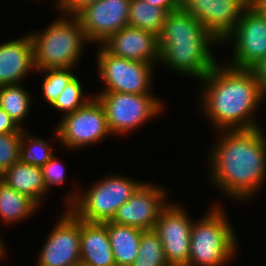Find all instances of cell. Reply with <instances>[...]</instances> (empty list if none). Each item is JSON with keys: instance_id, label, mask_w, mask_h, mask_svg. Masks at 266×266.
<instances>
[{"instance_id": "obj_12", "label": "cell", "mask_w": 266, "mask_h": 266, "mask_svg": "<svg viewBox=\"0 0 266 266\" xmlns=\"http://www.w3.org/2000/svg\"><path fill=\"white\" fill-rule=\"evenodd\" d=\"M178 202L161 212L154 230L159 234L169 266H187L193 221Z\"/></svg>"}, {"instance_id": "obj_31", "label": "cell", "mask_w": 266, "mask_h": 266, "mask_svg": "<svg viewBox=\"0 0 266 266\" xmlns=\"http://www.w3.org/2000/svg\"><path fill=\"white\" fill-rule=\"evenodd\" d=\"M23 132V129L0 107V133Z\"/></svg>"}, {"instance_id": "obj_33", "label": "cell", "mask_w": 266, "mask_h": 266, "mask_svg": "<svg viewBox=\"0 0 266 266\" xmlns=\"http://www.w3.org/2000/svg\"><path fill=\"white\" fill-rule=\"evenodd\" d=\"M151 5L163 8L167 13L180 8V0H145Z\"/></svg>"}, {"instance_id": "obj_21", "label": "cell", "mask_w": 266, "mask_h": 266, "mask_svg": "<svg viewBox=\"0 0 266 266\" xmlns=\"http://www.w3.org/2000/svg\"><path fill=\"white\" fill-rule=\"evenodd\" d=\"M39 207L33 199L0 181V220L5 225L27 220L39 211Z\"/></svg>"}, {"instance_id": "obj_9", "label": "cell", "mask_w": 266, "mask_h": 266, "mask_svg": "<svg viewBox=\"0 0 266 266\" xmlns=\"http://www.w3.org/2000/svg\"><path fill=\"white\" fill-rule=\"evenodd\" d=\"M98 46L96 66L105 85L100 92L151 94L154 65L115 56Z\"/></svg>"}, {"instance_id": "obj_20", "label": "cell", "mask_w": 266, "mask_h": 266, "mask_svg": "<svg viewBox=\"0 0 266 266\" xmlns=\"http://www.w3.org/2000/svg\"><path fill=\"white\" fill-rule=\"evenodd\" d=\"M116 266H132L138 256L143 230L111 221L106 222Z\"/></svg>"}, {"instance_id": "obj_30", "label": "cell", "mask_w": 266, "mask_h": 266, "mask_svg": "<svg viewBox=\"0 0 266 266\" xmlns=\"http://www.w3.org/2000/svg\"><path fill=\"white\" fill-rule=\"evenodd\" d=\"M98 0H55L56 9L60 10V13L75 14L86 4L95 2Z\"/></svg>"}, {"instance_id": "obj_22", "label": "cell", "mask_w": 266, "mask_h": 266, "mask_svg": "<svg viewBox=\"0 0 266 266\" xmlns=\"http://www.w3.org/2000/svg\"><path fill=\"white\" fill-rule=\"evenodd\" d=\"M21 83L0 86V107L22 128L29 114L33 95Z\"/></svg>"}, {"instance_id": "obj_3", "label": "cell", "mask_w": 266, "mask_h": 266, "mask_svg": "<svg viewBox=\"0 0 266 266\" xmlns=\"http://www.w3.org/2000/svg\"><path fill=\"white\" fill-rule=\"evenodd\" d=\"M217 44L221 45L200 21L180 7L166 15L158 35L159 64L201 80L219 62L212 51Z\"/></svg>"}, {"instance_id": "obj_14", "label": "cell", "mask_w": 266, "mask_h": 266, "mask_svg": "<svg viewBox=\"0 0 266 266\" xmlns=\"http://www.w3.org/2000/svg\"><path fill=\"white\" fill-rule=\"evenodd\" d=\"M165 190L161 186L143 182L130 199L117 209L111 222L143 231L154 229L161 212L169 203Z\"/></svg>"}, {"instance_id": "obj_26", "label": "cell", "mask_w": 266, "mask_h": 266, "mask_svg": "<svg viewBox=\"0 0 266 266\" xmlns=\"http://www.w3.org/2000/svg\"><path fill=\"white\" fill-rule=\"evenodd\" d=\"M75 68H56L35 71L43 76L42 95L49 105L60 95L67 84L76 76L72 71Z\"/></svg>"}, {"instance_id": "obj_5", "label": "cell", "mask_w": 266, "mask_h": 266, "mask_svg": "<svg viewBox=\"0 0 266 266\" xmlns=\"http://www.w3.org/2000/svg\"><path fill=\"white\" fill-rule=\"evenodd\" d=\"M237 235L220 204L193 221L187 266H226L238 251Z\"/></svg>"}, {"instance_id": "obj_35", "label": "cell", "mask_w": 266, "mask_h": 266, "mask_svg": "<svg viewBox=\"0 0 266 266\" xmlns=\"http://www.w3.org/2000/svg\"><path fill=\"white\" fill-rule=\"evenodd\" d=\"M5 245L3 244L2 242V239L0 238V259L2 260L3 258H5V255L6 254V250H5Z\"/></svg>"}, {"instance_id": "obj_36", "label": "cell", "mask_w": 266, "mask_h": 266, "mask_svg": "<svg viewBox=\"0 0 266 266\" xmlns=\"http://www.w3.org/2000/svg\"><path fill=\"white\" fill-rule=\"evenodd\" d=\"M4 171L0 168V181L3 180Z\"/></svg>"}, {"instance_id": "obj_28", "label": "cell", "mask_w": 266, "mask_h": 266, "mask_svg": "<svg viewBox=\"0 0 266 266\" xmlns=\"http://www.w3.org/2000/svg\"><path fill=\"white\" fill-rule=\"evenodd\" d=\"M22 132L0 133V168L5 171L20 160Z\"/></svg>"}, {"instance_id": "obj_24", "label": "cell", "mask_w": 266, "mask_h": 266, "mask_svg": "<svg viewBox=\"0 0 266 266\" xmlns=\"http://www.w3.org/2000/svg\"><path fill=\"white\" fill-rule=\"evenodd\" d=\"M132 266H169L159 234L154 229L142 232L138 256Z\"/></svg>"}, {"instance_id": "obj_11", "label": "cell", "mask_w": 266, "mask_h": 266, "mask_svg": "<svg viewBox=\"0 0 266 266\" xmlns=\"http://www.w3.org/2000/svg\"><path fill=\"white\" fill-rule=\"evenodd\" d=\"M66 209L48 234L36 266H80V219Z\"/></svg>"}, {"instance_id": "obj_32", "label": "cell", "mask_w": 266, "mask_h": 266, "mask_svg": "<svg viewBox=\"0 0 266 266\" xmlns=\"http://www.w3.org/2000/svg\"><path fill=\"white\" fill-rule=\"evenodd\" d=\"M252 69L257 77L261 91L266 96V57L256 64Z\"/></svg>"}, {"instance_id": "obj_25", "label": "cell", "mask_w": 266, "mask_h": 266, "mask_svg": "<svg viewBox=\"0 0 266 266\" xmlns=\"http://www.w3.org/2000/svg\"><path fill=\"white\" fill-rule=\"evenodd\" d=\"M53 149L50 140L47 142V140L29 135V132L23 129L20 144V160L23 163L42 167L55 153Z\"/></svg>"}, {"instance_id": "obj_6", "label": "cell", "mask_w": 266, "mask_h": 266, "mask_svg": "<svg viewBox=\"0 0 266 266\" xmlns=\"http://www.w3.org/2000/svg\"><path fill=\"white\" fill-rule=\"evenodd\" d=\"M142 183L127 176L110 174L87 190H75L64 196L65 206L86 222L111 221L117 209L130 199Z\"/></svg>"}, {"instance_id": "obj_18", "label": "cell", "mask_w": 266, "mask_h": 266, "mask_svg": "<svg viewBox=\"0 0 266 266\" xmlns=\"http://www.w3.org/2000/svg\"><path fill=\"white\" fill-rule=\"evenodd\" d=\"M80 265L116 266L106 222L80 219Z\"/></svg>"}, {"instance_id": "obj_27", "label": "cell", "mask_w": 266, "mask_h": 266, "mask_svg": "<svg viewBox=\"0 0 266 266\" xmlns=\"http://www.w3.org/2000/svg\"><path fill=\"white\" fill-rule=\"evenodd\" d=\"M81 83L79 77L75 76L50 106L64 112L62 116L83 107L92 97L84 95Z\"/></svg>"}, {"instance_id": "obj_19", "label": "cell", "mask_w": 266, "mask_h": 266, "mask_svg": "<svg viewBox=\"0 0 266 266\" xmlns=\"http://www.w3.org/2000/svg\"><path fill=\"white\" fill-rule=\"evenodd\" d=\"M3 182L19 193L27 195L39 206L48 193L40 166L23 163L21 160L4 171Z\"/></svg>"}, {"instance_id": "obj_4", "label": "cell", "mask_w": 266, "mask_h": 266, "mask_svg": "<svg viewBox=\"0 0 266 266\" xmlns=\"http://www.w3.org/2000/svg\"><path fill=\"white\" fill-rule=\"evenodd\" d=\"M62 14L44 30L30 33L36 71L74 68L80 62L83 46L89 41L77 17Z\"/></svg>"}, {"instance_id": "obj_17", "label": "cell", "mask_w": 266, "mask_h": 266, "mask_svg": "<svg viewBox=\"0 0 266 266\" xmlns=\"http://www.w3.org/2000/svg\"><path fill=\"white\" fill-rule=\"evenodd\" d=\"M36 71L30 34L0 44V86L21 83Z\"/></svg>"}, {"instance_id": "obj_16", "label": "cell", "mask_w": 266, "mask_h": 266, "mask_svg": "<svg viewBox=\"0 0 266 266\" xmlns=\"http://www.w3.org/2000/svg\"><path fill=\"white\" fill-rule=\"evenodd\" d=\"M101 45L111 54L155 66L160 61L158 36L140 28L125 26Z\"/></svg>"}, {"instance_id": "obj_10", "label": "cell", "mask_w": 266, "mask_h": 266, "mask_svg": "<svg viewBox=\"0 0 266 266\" xmlns=\"http://www.w3.org/2000/svg\"><path fill=\"white\" fill-rule=\"evenodd\" d=\"M227 42L233 45V54L225 64L252 69L266 57V17L250 5L221 45Z\"/></svg>"}, {"instance_id": "obj_8", "label": "cell", "mask_w": 266, "mask_h": 266, "mask_svg": "<svg viewBox=\"0 0 266 266\" xmlns=\"http://www.w3.org/2000/svg\"><path fill=\"white\" fill-rule=\"evenodd\" d=\"M57 124L54 139L68 150L91 147L111 136L104 107L95 96L78 110L63 115Z\"/></svg>"}, {"instance_id": "obj_7", "label": "cell", "mask_w": 266, "mask_h": 266, "mask_svg": "<svg viewBox=\"0 0 266 266\" xmlns=\"http://www.w3.org/2000/svg\"><path fill=\"white\" fill-rule=\"evenodd\" d=\"M95 97L103 105L112 135H126L161 114L162 100L151 94L98 92Z\"/></svg>"}, {"instance_id": "obj_29", "label": "cell", "mask_w": 266, "mask_h": 266, "mask_svg": "<svg viewBox=\"0 0 266 266\" xmlns=\"http://www.w3.org/2000/svg\"><path fill=\"white\" fill-rule=\"evenodd\" d=\"M56 159L57 156H55L54 153L49 161L41 167L43 180L48 192H50V189L53 188L52 186L63 184L66 178L64 166H62L61 163L58 162L59 160Z\"/></svg>"}, {"instance_id": "obj_23", "label": "cell", "mask_w": 266, "mask_h": 266, "mask_svg": "<svg viewBox=\"0 0 266 266\" xmlns=\"http://www.w3.org/2000/svg\"><path fill=\"white\" fill-rule=\"evenodd\" d=\"M168 13L145 0H131L128 25L159 35Z\"/></svg>"}, {"instance_id": "obj_1", "label": "cell", "mask_w": 266, "mask_h": 266, "mask_svg": "<svg viewBox=\"0 0 266 266\" xmlns=\"http://www.w3.org/2000/svg\"><path fill=\"white\" fill-rule=\"evenodd\" d=\"M263 130L258 127L218 131L219 139L208 152V177L229 199L238 202L253 199L265 183L266 136Z\"/></svg>"}, {"instance_id": "obj_34", "label": "cell", "mask_w": 266, "mask_h": 266, "mask_svg": "<svg viewBox=\"0 0 266 266\" xmlns=\"http://www.w3.org/2000/svg\"><path fill=\"white\" fill-rule=\"evenodd\" d=\"M253 6L262 16L266 17V0H251Z\"/></svg>"}, {"instance_id": "obj_15", "label": "cell", "mask_w": 266, "mask_h": 266, "mask_svg": "<svg viewBox=\"0 0 266 266\" xmlns=\"http://www.w3.org/2000/svg\"><path fill=\"white\" fill-rule=\"evenodd\" d=\"M251 0H180V7L190 13L220 43L234 30Z\"/></svg>"}, {"instance_id": "obj_2", "label": "cell", "mask_w": 266, "mask_h": 266, "mask_svg": "<svg viewBox=\"0 0 266 266\" xmlns=\"http://www.w3.org/2000/svg\"><path fill=\"white\" fill-rule=\"evenodd\" d=\"M222 64L217 63L199 80L204 85L199 94L201 112L217 132L261 127L253 114L266 96L253 69Z\"/></svg>"}, {"instance_id": "obj_13", "label": "cell", "mask_w": 266, "mask_h": 266, "mask_svg": "<svg viewBox=\"0 0 266 266\" xmlns=\"http://www.w3.org/2000/svg\"><path fill=\"white\" fill-rule=\"evenodd\" d=\"M131 0H98L86 4L74 15L89 43H103L128 25Z\"/></svg>"}]
</instances>
